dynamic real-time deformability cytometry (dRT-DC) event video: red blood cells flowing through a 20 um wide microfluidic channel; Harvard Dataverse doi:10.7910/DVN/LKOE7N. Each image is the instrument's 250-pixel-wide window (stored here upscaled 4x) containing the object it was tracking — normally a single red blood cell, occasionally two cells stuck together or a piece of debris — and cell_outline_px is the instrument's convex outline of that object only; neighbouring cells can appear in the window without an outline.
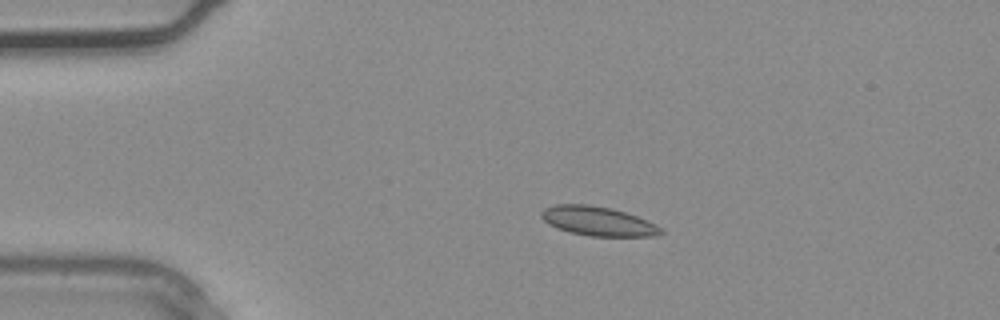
{"species": "common noctule bat (a hibernating species)", "species_latin": "Nyctalus noctula", "temperature_condition": "warm", "stored_images_in_passage": 30, "camera_frame_rate_fps": 3000, "um_per_image_px": 0.085, "animal": {"sex": "male", "body_mass_g": 20.4}, "frame": {"image": 1, "passage_image": 1, "time_ms": 0.0, "image_size_px": [1000, 320], "cell_outline_px": [[664, 232], [656, 236], [588, 236], [556, 228], [548, 224], [540, 216], [540, 212], [544, 208], [556, 204], [588, 204], [612, 208], [636, 216], [660, 228]], "centroid_in_image_um": [50.76, 18.79], "position_along_channel_um": 34.2, "area_um2": 20.17}}
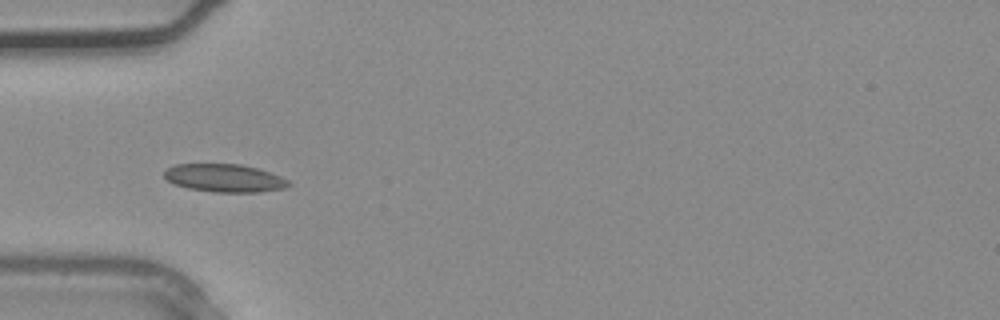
{"frame": {"image": 2, "passage_image": 5, "time_ms": 1.333, "image_size_px": [1000, 320], "cell_outline_px": [[292, 184], [284, 188], [260, 192], [216, 192], [188, 188], [176, 184], [168, 180], [164, 176], [164, 172], [168, 168], [176, 164], [240, 164], [256, 168], [280, 176], [288, 180]], "centroid_in_image_um": [19.1, 15.13], "position_along_channel_um": 65.9, "area_um2": 20.06}}